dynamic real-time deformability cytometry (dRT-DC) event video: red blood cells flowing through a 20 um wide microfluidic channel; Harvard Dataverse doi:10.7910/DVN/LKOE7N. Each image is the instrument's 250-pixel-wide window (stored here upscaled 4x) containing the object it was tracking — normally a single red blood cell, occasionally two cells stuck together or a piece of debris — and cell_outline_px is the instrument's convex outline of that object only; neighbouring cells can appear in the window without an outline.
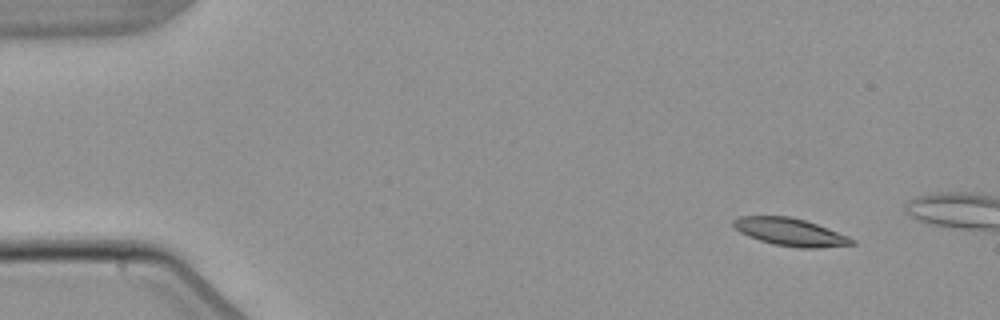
{"species": "common noctule bat (a hibernating species)", "species_latin": "Nyctalus noctula", "temperature_condition": "warm", "stored_images_in_passage": 4, "camera_frame_rate_fps": 3000, "um_per_image_px": 0.085, "animal": {"sex": "male", "body_mass_g": 21.5, "forearm_length_mm": 52.0}, "frame": {"image": 1, "passage_image": 1, "time_ms": 0.0, "image_size_px": [1000, 320], "cell_outline_px": [[856, 244], [820, 248], [800, 248], [772, 244], [748, 236], [740, 232], [732, 224], [732, 220], [740, 216], [788, 216], [804, 220], [828, 228], [848, 236], [856, 240]], "centroid_in_image_um": [67.19, 19.73], "position_along_channel_um": 17.8, "area_um2": 19.07}}